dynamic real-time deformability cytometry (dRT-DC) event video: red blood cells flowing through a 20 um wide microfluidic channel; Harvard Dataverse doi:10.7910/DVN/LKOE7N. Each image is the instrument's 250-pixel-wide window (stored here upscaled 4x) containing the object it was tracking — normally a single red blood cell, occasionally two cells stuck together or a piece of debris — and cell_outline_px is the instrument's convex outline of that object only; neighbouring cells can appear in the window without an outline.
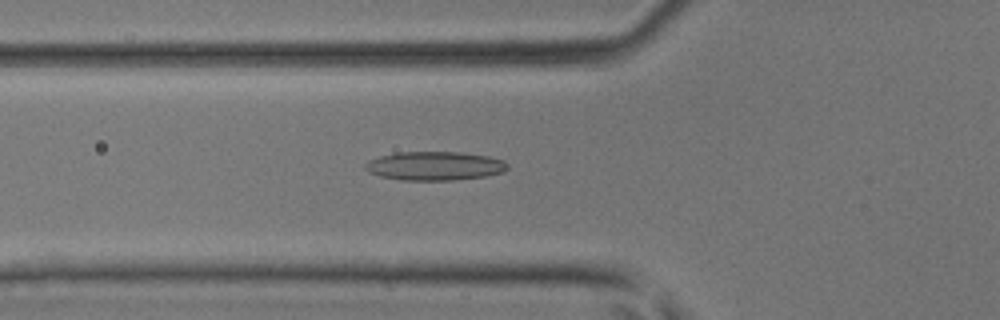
{"species": "common noctule bat (a hibernating species)", "species_latin": "Nyctalus noctula", "temperature_condition": "room temperature", "stored_images_in_passage": 35, "camera_frame_rate_fps": 3000, "um_per_image_px": 0.085, "animal": {"sex": "male", "body_mass_g": 17.9, "forearm_length_mm": 54.2}, "frame": {"image": 1, "passage_image": 6, "time_ms": 1.667, "image_size_px": [1000, 320], "cell_outline_px": [[508, 168], [500, 172], [484, 176], [452, 180], [400, 180], [380, 176], [368, 172], [364, 168], [364, 164], [368, 160], [380, 156], [396, 152], [460, 152], [488, 156], [504, 160], [508, 164]], "centroid_in_image_um": [36.9, 14.1], "position_along_channel_um": 88.9, "area_um2": 23.87}}
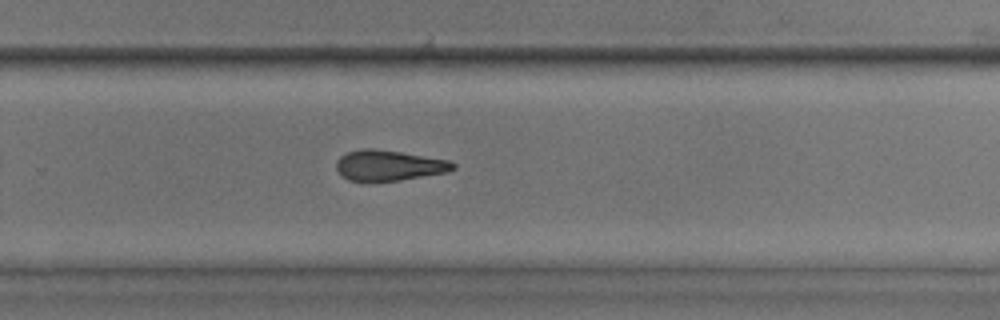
{"frame": {"image": 2, "passage_image": 20, "time_ms": 6.333, "image_size_px": [1000, 320], "cell_outline_px": [[456, 168], [448, 172], [400, 180], [348, 180], [336, 168], [336, 160], [340, 156], [348, 152], [364, 148], [376, 148], [448, 160], [456, 164]], "centroid_in_image_um": [33.07, 14.04], "position_along_channel_um": 296.7, "area_um2": 20.46}}
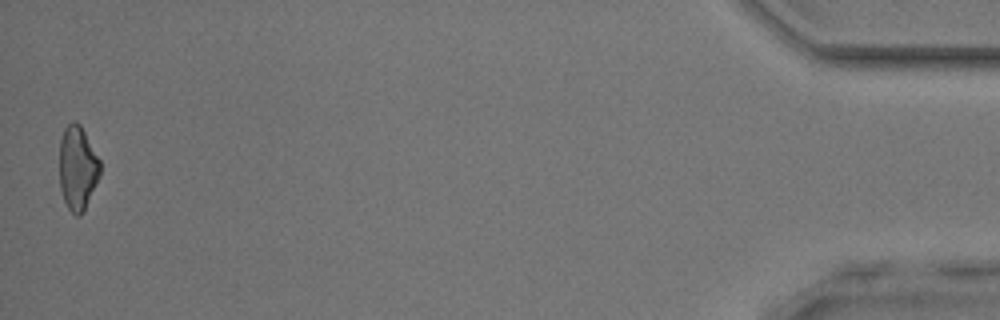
{"frame": {"image": 3, "passage_image": 35, "time_ms": 11.333, "image_size_px": [1000, 320], "cell_outline_px": [[100, 176], [84, 212], [80, 216], [76, 216], [68, 208], [64, 200], [60, 188], [60, 140], [64, 128], [72, 120], [76, 120], [80, 124], [100, 160]], "centroid_in_image_um": [6.6, 14.28], "position_along_channel_um": 428.6, "area_um2": 20.06}}